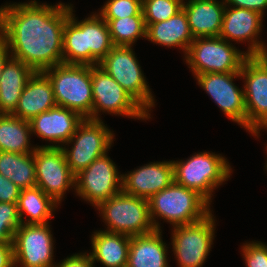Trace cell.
<instances>
[{
    "instance_id": "6da1fadb",
    "label": "cell",
    "mask_w": 267,
    "mask_h": 267,
    "mask_svg": "<svg viewBox=\"0 0 267 267\" xmlns=\"http://www.w3.org/2000/svg\"><path fill=\"white\" fill-rule=\"evenodd\" d=\"M70 6L14 3L0 7V37L13 58L35 72L63 63V30Z\"/></svg>"
},
{
    "instance_id": "7a4b0ae2",
    "label": "cell",
    "mask_w": 267,
    "mask_h": 267,
    "mask_svg": "<svg viewBox=\"0 0 267 267\" xmlns=\"http://www.w3.org/2000/svg\"><path fill=\"white\" fill-rule=\"evenodd\" d=\"M72 7L63 30V63L98 65L114 47L108 24L96 13L77 21Z\"/></svg>"
},
{
    "instance_id": "3957f363",
    "label": "cell",
    "mask_w": 267,
    "mask_h": 267,
    "mask_svg": "<svg viewBox=\"0 0 267 267\" xmlns=\"http://www.w3.org/2000/svg\"><path fill=\"white\" fill-rule=\"evenodd\" d=\"M148 204L155 230H161L160 224L156 222L157 217L166 220L174 227L198 222L211 213V203L198 192L183 187L175 181L154 194L148 200Z\"/></svg>"
},
{
    "instance_id": "277c9868",
    "label": "cell",
    "mask_w": 267,
    "mask_h": 267,
    "mask_svg": "<svg viewBox=\"0 0 267 267\" xmlns=\"http://www.w3.org/2000/svg\"><path fill=\"white\" fill-rule=\"evenodd\" d=\"M52 84L57 106L92 120L91 66L61 63L43 71Z\"/></svg>"
},
{
    "instance_id": "5b68a950",
    "label": "cell",
    "mask_w": 267,
    "mask_h": 267,
    "mask_svg": "<svg viewBox=\"0 0 267 267\" xmlns=\"http://www.w3.org/2000/svg\"><path fill=\"white\" fill-rule=\"evenodd\" d=\"M172 162L174 181L198 192L209 203L215 188L227 181L232 173L223 156L206 151L192 155L187 161Z\"/></svg>"
},
{
    "instance_id": "8992f818",
    "label": "cell",
    "mask_w": 267,
    "mask_h": 267,
    "mask_svg": "<svg viewBox=\"0 0 267 267\" xmlns=\"http://www.w3.org/2000/svg\"><path fill=\"white\" fill-rule=\"evenodd\" d=\"M106 223L107 232L130 237L155 230L149 212L148 200L124 193L101 201L97 206Z\"/></svg>"
},
{
    "instance_id": "52a82bcc",
    "label": "cell",
    "mask_w": 267,
    "mask_h": 267,
    "mask_svg": "<svg viewBox=\"0 0 267 267\" xmlns=\"http://www.w3.org/2000/svg\"><path fill=\"white\" fill-rule=\"evenodd\" d=\"M249 55L220 36L195 38L185 54L194 75L240 72Z\"/></svg>"
},
{
    "instance_id": "ba28073f",
    "label": "cell",
    "mask_w": 267,
    "mask_h": 267,
    "mask_svg": "<svg viewBox=\"0 0 267 267\" xmlns=\"http://www.w3.org/2000/svg\"><path fill=\"white\" fill-rule=\"evenodd\" d=\"M98 66L109 74L149 115L155 107L154 96L132 46H114Z\"/></svg>"
},
{
    "instance_id": "9c48e42d",
    "label": "cell",
    "mask_w": 267,
    "mask_h": 267,
    "mask_svg": "<svg viewBox=\"0 0 267 267\" xmlns=\"http://www.w3.org/2000/svg\"><path fill=\"white\" fill-rule=\"evenodd\" d=\"M114 134L102 120L83 119L66 145L62 147L67 164L76 176L86 169L95 159L105 155L113 143Z\"/></svg>"
},
{
    "instance_id": "30bf717a",
    "label": "cell",
    "mask_w": 267,
    "mask_h": 267,
    "mask_svg": "<svg viewBox=\"0 0 267 267\" xmlns=\"http://www.w3.org/2000/svg\"><path fill=\"white\" fill-rule=\"evenodd\" d=\"M93 89L92 120H101L99 113L149 119L150 115L98 65L91 66Z\"/></svg>"
},
{
    "instance_id": "8fae6325",
    "label": "cell",
    "mask_w": 267,
    "mask_h": 267,
    "mask_svg": "<svg viewBox=\"0 0 267 267\" xmlns=\"http://www.w3.org/2000/svg\"><path fill=\"white\" fill-rule=\"evenodd\" d=\"M240 74L245 80L246 130L258 137L267 129V63L260 55L248 56Z\"/></svg>"
},
{
    "instance_id": "7c38bea8",
    "label": "cell",
    "mask_w": 267,
    "mask_h": 267,
    "mask_svg": "<svg viewBox=\"0 0 267 267\" xmlns=\"http://www.w3.org/2000/svg\"><path fill=\"white\" fill-rule=\"evenodd\" d=\"M215 220L210 213L204 219L174 226L172 248L179 267H202L213 244Z\"/></svg>"
},
{
    "instance_id": "4fadbf2b",
    "label": "cell",
    "mask_w": 267,
    "mask_h": 267,
    "mask_svg": "<svg viewBox=\"0 0 267 267\" xmlns=\"http://www.w3.org/2000/svg\"><path fill=\"white\" fill-rule=\"evenodd\" d=\"M107 153L95 159L75 176V190L79 197L97 206L122 191V174Z\"/></svg>"
},
{
    "instance_id": "5bb4252c",
    "label": "cell",
    "mask_w": 267,
    "mask_h": 267,
    "mask_svg": "<svg viewBox=\"0 0 267 267\" xmlns=\"http://www.w3.org/2000/svg\"><path fill=\"white\" fill-rule=\"evenodd\" d=\"M36 186L57 204L66 190L75 188V175L71 172L61 147H37L34 151Z\"/></svg>"
},
{
    "instance_id": "9a60e30c",
    "label": "cell",
    "mask_w": 267,
    "mask_h": 267,
    "mask_svg": "<svg viewBox=\"0 0 267 267\" xmlns=\"http://www.w3.org/2000/svg\"><path fill=\"white\" fill-rule=\"evenodd\" d=\"M49 224H21L13 238L14 266L56 267Z\"/></svg>"
},
{
    "instance_id": "2e32d148",
    "label": "cell",
    "mask_w": 267,
    "mask_h": 267,
    "mask_svg": "<svg viewBox=\"0 0 267 267\" xmlns=\"http://www.w3.org/2000/svg\"><path fill=\"white\" fill-rule=\"evenodd\" d=\"M236 77H241L240 72L195 75L197 83L210 95L224 114L246 129L244 89L240 90L233 83Z\"/></svg>"
},
{
    "instance_id": "e0dca14e",
    "label": "cell",
    "mask_w": 267,
    "mask_h": 267,
    "mask_svg": "<svg viewBox=\"0 0 267 267\" xmlns=\"http://www.w3.org/2000/svg\"><path fill=\"white\" fill-rule=\"evenodd\" d=\"M264 16L256 11L245 8L226 6L223 14L222 29L220 37L230 42H250L246 53L249 56L260 55L266 47L257 37L260 35Z\"/></svg>"
},
{
    "instance_id": "ac0fdd59",
    "label": "cell",
    "mask_w": 267,
    "mask_h": 267,
    "mask_svg": "<svg viewBox=\"0 0 267 267\" xmlns=\"http://www.w3.org/2000/svg\"><path fill=\"white\" fill-rule=\"evenodd\" d=\"M174 181L172 161L152 162L128 174H122V191L149 200Z\"/></svg>"
},
{
    "instance_id": "d6986e66",
    "label": "cell",
    "mask_w": 267,
    "mask_h": 267,
    "mask_svg": "<svg viewBox=\"0 0 267 267\" xmlns=\"http://www.w3.org/2000/svg\"><path fill=\"white\" fill-rule=\"evenodd\" d=\"M78 113L68 108L55 106L46 112L37 115L30 121L31 132L52 145L37 147H63L75 133L77 126L83 121ZM54 143V144H53ZM58 143V144H57ZM61 143V145H59Z\"/></svg>"
},
{
    "instance_id": "ffe728a7",
    "label": "cell",
    "mask_w": 267,
    "mask_h": 267,
    "mask_svg": "<svg viewBox=\"0 0 267 267\" xmlns=\"http://www.w3.org/2000/svg\"><path fill=\"white\" fill-rule=\"evenodd\" d=\"M226 4L217 0H188L183 2L190 31L195 38L219 36Z\"/></svg>"
},
{
    "instance_id": "44dd1931",
    "label": "cell",
    "mask_w": 267,
    "mask_h": 267,
    "mask_svg": "<svg viewBox=\"0 0 267 267\" xmlns=\"http://www.w3.org/2000/svg\"><path fill=\"white\" fill-rule=\"evenodd\" d=\"M55 106L57 104L50 80L43 72H35L23 89L12 115L30 122Z\"/></svg>"
},
{
    "instance_id": "7402d4cb",
    "label": "cell",
    "mask_w": 267,
    "mask_h": 267,
    "mask_svg": "<svg viewBox=\"0 0 267 267\" xmlns=\"http://www.w3.org/2000/svg\"><path fill=\"white\" fill-rule=\"evenodd\" d=\"M131 237L127 267H169L162 231Z\"/></svg>"
},
{
    "instance_id": "603a6c76",
    "label": "cell",
    "mask_w": 267,
    "mask_h": 267,
    "mask_svg": "<svg viewBox=\"0 0 267 267\" xmlns=\"http://www.w3.org/2000/svg\"><path fill=\"white\" fill-rule=\"evenodd\" d=\"M35 71L21 60L11 57L0 78V114H12L22 91Z\"/></svg>"
},
{
    "instance_id": "cb8c5ba5",
    "label": "cell",
    "mask_w": 267,
    "mask_h": 267,
    "mask_svg": "<svg viewBox=\"0 0 267 267\" xmlns=\"http://www.w3.org/2000/svg\"><path fill=\"white\" fill-rule=\"evenodd\" d=\"M145 25L148 41L168 47H179L185 54L194 40L183 9L165 21Z\"/></svg>"
},
{
    "instance_id": "d4e9b609",
    "label": "cell",
    "mask_w": 267,
    "mask_h": 267,
    "mask_svg": "<svg viewBox=\"0 0 267 267\" xmlns=\"http://www.w3.org/2000/svg\"><path fill=\"white\" fill-rule=\"evenodd\" d=\"M130 242V236L100 230L92 235L89 254L105 267H127Z\"/></svg>"
},
{
    "instance_id": "484cf974",
    "label": "cell",
    "mask_w": 267,
    "mask_h": 267,
    "mask_svg": "<svg viewBox=\"0 0 267 267\" xmlns=\"http://www.w3.org/2000/svg\"><path fill=\"white\" fill-rule=\"evenodd\" d=\"M58 204L38 186L22 189L17 202L21 224H46ZM24 213L29 219L24 220ZM26 221V222H25Z\"/></svg>"
},
{
    "instance_id": "4316f807",
    "label": "cell",
    "mask_w": 267,
    "mask_h": 267,
    "mask_svg": "<svg viewBox=\"0 0 267 267\" xmlns=\"http://www.w3.org/2000/svg\"><path fill=\"white\" fill-rule=\"evenodd\" d=\"M31 125L12 114H0V151L19 154L33 153L37 147H31Z\"/></svg>"
},
{
    "instance_id": "83f0119b",
    "label": "cell",
    "mask_w": 267,
    "mask_h": 267,
    "mask_svg": "<svg viewBox=\"0 0 267 267\" xmlns=\"http://www.w3.org/2000/svg\"><path fill=\"white\" fill-rule=\"evenodd\" d=\"M0 174L21 190L36 186L34 152L19 154L0 151Z\"/></svg>"
},
{
    "instance_id": "f1b7e54d",
    "label": "cell",
    "mask_w": 267,
    "mask_h": 267,
    "mask_svg": "<svg viewBox=\"0 0 267 267\" xmlns=\"http://www.w3.org/2000/svg\"><path fill=\"white\" fill-rule=\"evenodd\" d=\"M104 20L108 24L114 46H133L139 37L146 38L144 15Z\"/></svg>"
},
{
    "instance_id": "f546056e",
    "label": "cell",
    "mask_w": 267,
    "mask_h": 267,
    "mask_svg": "<svg viewBox=\"0 0 267 267\" xmlns=\"http://www.w3.org/2000/svg\"><path fill=\"white\" fill-rule=\"evenodd\" d=\"M183 0H142L145 24L165 21L182 10Z\"/></svg>"
},
{
    "instance_id": "4dcf8cb0",
    "label": "cell",
    "mask_w": 267,
    "mask_h": 267,
    "mask_svg": "<svg viewBox=\"0 0 267 267\" xmlns=\"http://www.w3.org/2000/svg\"><path fill=\"white\" fill-rule=\"evenodd\" d=\"M98 14L103 19L143 15L142 0H108Z\"/></svg>"
},
{
    "instance_id": "1f68e13d",
    "label": "cell",
    "mask_w": 267,
    "mask_h": 267,
    "mask_svg": "<svg viewBox=\"0 0 267 267\" xmlns=\"http://www.w3.org/2000/svg\"><path fill=\"white\" fill-rule=\"evenodd\" d=\"M20 225L17 203L0 202V243H13Z\"/></svg>"
},
{
    "instance_id": "d6a6232c",
    "label": "cell",
    "mask_w": 267,
    "mask_h": 267,
    "mask_svg": "<svg viewBox=\"0 0 267 267\" xmlns=\"http://www.w3.org/2000/svg\"><path fill=\"white\" fill-rule=\"evenodd\" d=\"M246 267H267V245L262 242H248L242 246Z\"/></svg>"
},
{
    "instance_id": "836d02e7",
    "label": "cell",
    "mask_w": 267,
    "mask_h": 267,
    "mask_svg": "<svg viewBox=\"0 0 267 267\" xmlns=\"http://www.w3.org/2000/svg\"><path fill=\"white\" fill-rule=\"evenodd\" d=\"M21 189L0 174V202L17 203Z\"/></svg>"
},
{
    "instance_id": "e575fe53",
    "label": "cell",
    "mask_w": 267,
    "mask_h": 267,
    "mask_svg": "<svg viewBox=\"0 0 267 267\" xmlns=\"http://www.w3.org/2000/svg\"><path fill=\"white\" fill-rule=\"evenodd\" d=\"M226 6L245 8L253 10L264 16V10L267 9V0H224ZM228 4V5H227Z\"/></svg>"
},
{
    "instance_id": "d590c367",
    "label": "cell",
    "mask_w": 267,
    "mask_h": 267,
    "mask_svg": "<svg viewBox=\"0 0 267 267\" xmlns=\"http://www.w3.org/2000/svg\"><path fill=\"white\" fill-rule=\"evenodd\" d=\"M94 262L88 253L73 254L64 259L56 267H94Z\"/></svg>"
},
{
    "instance_id": "8d00e7d4",
    "label": "cell",
    "mask_w": 267,
    "mask_h": 267,
    "mask_svg": "<svg viewBox=\"0 0 267 267\" xmlns=\"http://www.w3.org/2000/svg\"><path fill=\"white\" fill-rule=\"evenodd\" d=\"M0 267H15L13 243H0Z\"/></svg>"
},
{
    "instance_id": "74e56055",
    "label": "cell",
    "mask_w": 267,
    "mask_h": 267,
    "mask_svg": "<svg viewBox=\"0 0 267 267\" xmlns=\"http://www.w3.org/2000/svg\"><path fill=\"white\" fill-rule=\"evenodd\" d=\"M9 52L7 43L0 37V78L5 64L12 57Z\"/></svg>"
},
{
    "instance_id": "f35d334b",
    "label": "cell",
    "mask_w": 267,
    "mask_h": 267,
    "mask_svg": "<svg viewBox=\"0 0 267 267\" xmlns=\"http://www.w3.org/2000/svg\"><path fill=\"white\" fill-rule=\"evenodd\" d=\"M260 56L265 60V62L267 63V47H265L262 51V53L260 54Z\"/></svg>"
}]
</instances>
